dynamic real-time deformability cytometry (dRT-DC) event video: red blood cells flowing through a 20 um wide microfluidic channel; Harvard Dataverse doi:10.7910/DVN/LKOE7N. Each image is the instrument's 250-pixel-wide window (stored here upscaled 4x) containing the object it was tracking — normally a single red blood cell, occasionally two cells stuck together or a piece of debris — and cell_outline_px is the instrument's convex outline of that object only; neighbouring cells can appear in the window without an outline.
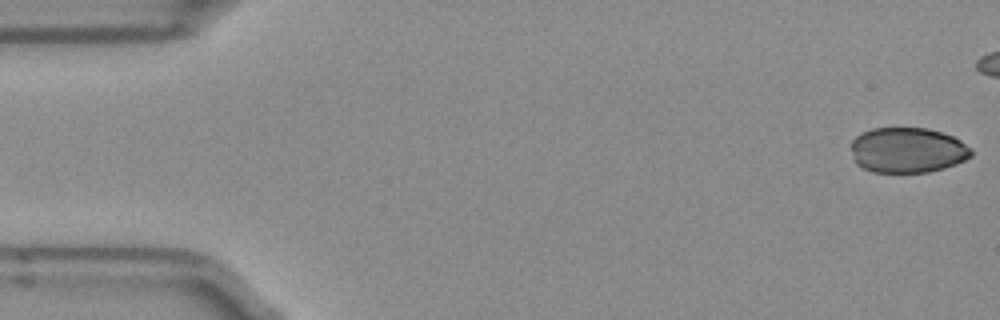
{"species": "Egyptian fruit bat (a non-hibernating species)", "species_latin": "Rousettus aegyptiacus", "temperature_condition": "room temperature", "stored_images_in_passage": 41, "camera_frame_rate_fps": 3000, "um_per_image_px": 0.085, "frame": {"image": 1, "passage_image": 1, "time_ms": 0.0, "image_size_px": [1000, 320], "cell_outline_px": [[972, 156], [956, 164], [944, 168], [928, 172], [872, 172], [856, 164], [852, 152], [852, 140], [860, 132], [872, 128], [928, 128], [952, 136], [960, 140], [972, 148]], "centroid_in_image_um": [77.14, 12.76], "position_along_channel_um": 7.9, "area_um2": 31.85}}
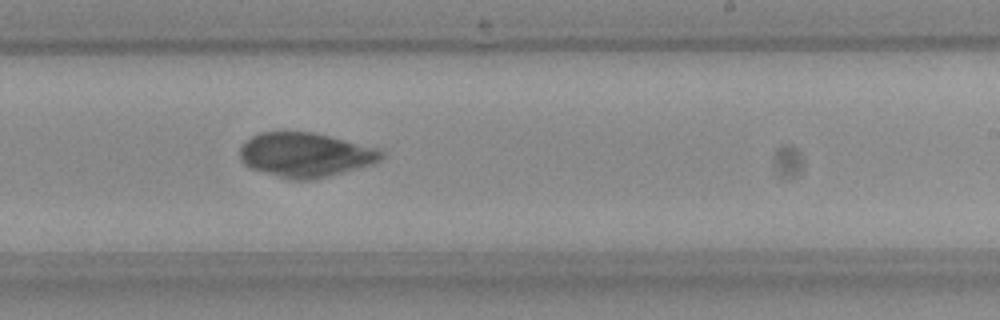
{"frame": {"image": 2, "passage_image": 30, "time_ms": 9.667, "image_size_px": [1000, 320], "cell_outline_px": [[384, 156], [380, 160], [372, 164], [316, 180], [288, 180], [252, 168], [244, 164], [240, 160], [240, 148], [244, 140], [260, 132], [312, 132], [376, 148], [384, 152]], "centroid_in_image_um": [25.92, 13.18], "position_along_channel_um": 263.1, "area_um2": 36.59}}
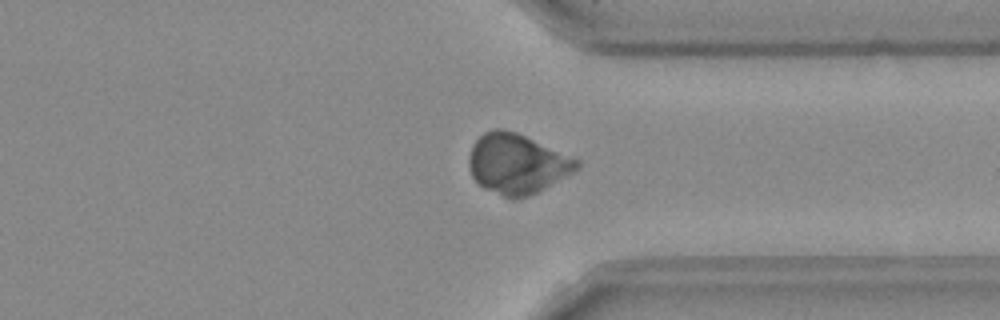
{"frame": {"image": 3, "passage_image": 38, "time_ms": 12.333, "image_size_px": [1000, 320], "cell_outline_px": [[580, 168], [544, 188], [528, 196], [516, 200], [512, 200], [484, 188], [472, 176], [468, 164], [468, 156], [472, 144], [484, 132], [492, 128], [504, 128], [516, 132], [580, 160]], "centroid_in_image_um": [43.92, 13.92], "position_along_channel_um": 367.5, "area_um2": 37.69}}